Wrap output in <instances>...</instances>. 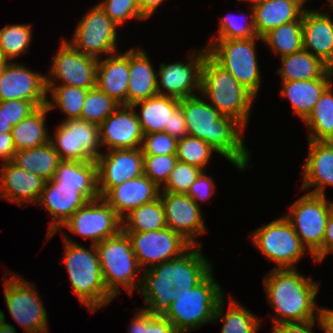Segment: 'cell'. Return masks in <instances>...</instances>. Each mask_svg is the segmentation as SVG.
Segmentation results:
<instances>
[{
	"mask_svg": "<svg viewBox=\"0 0 333 333\" xmlns=\"http://www.w3.org/2000/svg\"><path fill=\"white\" fill-rule=\"evenodd\" d=\"M281 65V69H277L276 73L280 75L282 81L331 79L333 77V69L304 49L281 57Z\"/></svg>",
	"mask_w": 333,
	"mask_h": 333,
	"instance_id": "1f68e13d",
	"label": "cell"
},
{
	"mask_svg": "<svg viewBox=\"0 0 333 333\" xmlns=\"http://www.w3.org/2000/svg\"><path fill=\"white\" fill-rule=\"evenodd\" d=\"M16 148L11 132H0V160L2 163L12 160Z\"/></svg>",
	"mask_w": 333,
	"mask_h": 333,
	"instance_id": "9f6ffc18",
	"label": "cell"
},
{
	"mask_svg": "<svg viewBox=\"0 0 333 333\" xmlns=\"http://www.w3.org/2000/svg\"><path fill=\"white\" fill-rule=\"evenodd\" d=\"M328 4H329L330 9L333 10V0H329Z\"/></svg>",
	"mask_w": 333,
	"mask_h": 333,
	"instance_id": "a7ac6f4b",
	"label": "cell"
},
{
	"mask_svg": "<svg viewBox=\"0 0 333 333\" xmlns=\"http://www.w3.org/2000/svg\"><path fill=\"white\" fill-rule=\"evenodd\" d=\"M213 152L217 151L204 140L186 135L177 142L176 157L178 161L194 165L204 171Z\"/></svg>",
	"mask_w": 333,
	"mask_h": 333,
	"instance_id": "ee69618b",
	"label": "cell"
},
{
	"mask_svg": "<svg viewBox=\"0 0 333 333\" xmlns=\"http://www.w3.org/2000/svg\"><path fill=\"white\" fill-rule=\"evenodd\" d=\"M188 135L204 140L217 153L245 170L250 160V151L244 142V127L230 116H223L207 100L199 96L179 99Z\"/></svg>",
	"mask_w": 333,
	"mask_h": 333,
	"instance_id": "6da1fadb",
	"label": "cell"
},
{
	"mask_svg": "<svg viewBox=\"0 0 333 333\" xmlns=\"http://www.w3.org/2000/svg\"><path fill=\"white\" fill-rule=\"evenodd\" d=\"M244 1H247L248 3L250 2V4H251L250 7H253L256 4H259V3H261L264 0H244Z\"/></svg>",
	"mask_w": 333,
	"mask_h": 333,
	"instance_id": "03108f58",
	"label": "cell"
},
{
	"mask_svg": "<svg viewBox=\"0 0 333 333\" xmlns=\"http://www.w3.org/2000/svg\"><path fill=\"white\" fill-rule=\"evenodd\" d=\"M129 49L127 106L158 94L157 73L146 51Z\"/></svg>",
	"mask_w": 333,
	"mask_h": 333,
	"instance_id": "f1b7e54d",
	"label": "cell"
},
{
	"mask_svg": "<svg viewBox=\"0 0 333 333\" xmlns=\"http://www.w3.org/2000/svg\"><path fill=\"white\" fill-rule=\"evenodd\" d=\"M139 291L144 298L145 309L153 315H164L177 298L178 290L168 276V261L142 271Z\"/></svg>",
	"mask_w": 333,
	"mask_h": 333,
	"instance_id": "603a6c76",
	"label": "cell"
},
{
	"mask_svg": "<svg viewBox=\"0 0 333 333\" xmlns=\"http://www.w3.org/2000/svg\"><path fill=\"white\" fill-rule=\"evenodd\" d=\"M308 156L303 164L301 190L326 196L325 187L333 186V141L308 140Z\"/></svg>",
	"mask_w": 333,
	"mask_h": 333,
	"instance_id": "d4e9b609",
	"label": "cell"
},
{
	"mask_svg": "<svg viewBox=\"0 0 333 333\" xmlns=\"http://www.w3.org/2000/svg\"><path fill=\"white\" fill-rule=\"evenodd\" d=\"M332 81L333 79L282 81L280 94L290 101L295 115L304 121Z\"/></svg>",
	"mask_w": 333,
	"mask_h": 333,
	"instance_id": "f546056e",
	"label": "cell"
},
{
	"mask_svg": "<svg viewBox=\"0 0 333 333\" xmlns=\"http://www.w3.org/2000/svg\"><path fill=\"white\" fill-rule=\"evenodd\" d=\"M97 67V58L79 52L62 39L50 66V75L46 76V85H56L60 80V85L92 89L96 87Z\"/></svg>",
	"mask_w": 333,
	"mask_h": 333,
	"instance_id": "2e32d148",
	"label": "cell"
},
{
	"mask_svg": "<svg viewBox=\"0 0 333 333\" xmlns=\"http://www.w3.org/2000/svg\"><path fill=\"white\" fill-rule=\"evenodd\" d=\"M118 26L105 14L99 4L92 7L75 27L71 40L75 49L85 55L102 59L101 55L117 53Z\"/></svg>",
	"mask_w": 333,
	"mask_h": 333,
	"instance_id": "8fae6325",
	"label": "cell"
},
{
	"mask_svg": "<svg viewBox=\"0 0 333 333\" xmlns=\"http://www.w3.org/2000/svg\"><path fill=\"white\" fill-rule=\"evenodd\" d=\"M8 59L4 55L3 49L0 46V68H2L4 65L8 63Z\"/></svg>",
	"mask_w": 333,
	"mask_h": 333,
	"instance_id": "be15d7a7",
	"label": "cell"
},
{
	"mask_svg": "<svg viewBox=\"0 0 333 333\" xmlns=\"http://www.w3.org/2000/svg\"><path fill=\"white\" fill-rule=\"evenodd\" d=\"M72 233L91 239L97 244L122 231V218L102 198L88 201L79 208L62 226Z\"/></svg>",
	"mask_w": 333,
	"mask_h": 333,
	"instance_id": "9a60e30c",
	"label": "cell"
},
{
	"mask_svg": "<svg viewBox=\"0 0 333 333\" xmlns=\"http://www.w3.org/2000/svg\"><path fill=\"white\" fill-rule=\"evenodd\" d=\"M165 211L166 225L179 233L192 246L199 245L197 236L206 232L203 213L187 194L160 192Z\"/></svg>",
	"mask_w": 333,
	"mask_h": 333,
	"instance_id": "ffe728a7",
	"label": "cell"
},
{
	"mask_svg": "<svg viewBox=\"0 0 333 333\" xmlns=\"http://www.w3.org/2000/svg\"><path fill=\"white\" fill-rule=\"evenodd\" d=\"M212 273L196 287L178 291L177 298L164 314L179 333H190L204 324L213 323L224 293Z\"/></svg>",
	"mask_w": 333,
	"mask_h": 333,
	"instance_id": "5b68a950",
	"label": "cell"
},
{
	"mask_svg": "<svg viewBox=\"0 0 333 333\" xmlns=\"http://www.w3.org/2000/svg\"><path fill=\"white\" fill-rule=\"evenodd\" d=\"M65 255L64 264L67 268L72 290L79 298L81 305L88 311L97 312L108 306L114 297L108 292L102 274L95 244L86 249L76 241L62 233Z\"/></svg>",
	"mask_w": 333,
	"mask_h": 333,
	"instance_id": "3957f363",
	"label": "cell"
},
{
	"mask_svg": "<svg viewBox=\"0 0 333 333\" xmlns=\"http://www.w3.org/2000/svg\"><path fill=\"white\" fill-rule=\"evenodd\" d=\"M216 189L215 182L212 177L206 175L205 171H202L197 177L195 182L190 186L186 193L198 206V202L207 201L214 194Z\"/></svg>",
	"mask_w": 333,
	"mask_h": 333,
	"instance_id": "816d5d0a",
	"label": "cell"
},
{
	"mask_svg": "<svg viewBox=\"0 0 333 333\" xmlns=\"http://www.w3.org/2000/svg\"><path fill=\"white\" fill-rule=\"evenodd\" d=\"M31 24H11L0 29V46L9 62L25 54L32 40Z\"/></svg>",
	"mask_w": 333,
	"mask_h": 333,
	"instance_id": "b9f144b4",
	"label": "cell"
},
{
	"mask_svg": "<svg viewBox=\"0 0 333 333\" xmlns=\"http://www.w3.org/2000/svg\"><path fill=\"white\" fill-rule=\"evenodd\" d=\"M262 41L270 46L274 54L278 53L280 58L302 51L304 49L302 20L292 21L272 29L262 37Z\"/></svg>",
	"mask_w": 333,
	"mask_h": 333,
	"instance_id": "f35d334b",
	"label": "cell"
},
{
	"mask_svg": "<svg viewBox=\"0 0 333 333\" xmlns=\"http://www.w3.org/2000/svg\"><path fill=\"white\" fill-rule=\"evenodd\" d=\"M177 162L176 154L144 155V175L162 188Z\"/></svg>",
	"mask_w": 333,
	"mask_h": 333,
	"instance_id": "c3c4849f",
	"label": "cell"
},
{
	"mask_svg": "<svg viewBox=\"0 0 333 333\" xmlns=\"http://www.w3.org/2000/svg\"><path fill=\"white\" fill-rule=\"evenodd\" d=\"M132 107L135 109L143 134L163 132L165 127H169L172 113L179 107V99L157 94L136 102ZM138 107L141 108L140 112L136 111Z\"/></svg>",
	"mask_w": 333,
	"mask_h": 333,
	"instance_id": "d6a6232c",
	"label": "cell"
},
{
	"mask_svg": "<svg viewBox=\"0 0 333 333\" xmlns=\"http://www.w3.org/2000/svg\"><path fill=\"white\" fill-rule=\"evenodd\" d=\"M250 20L246 18L245 23H241V20L236 15H226L219 21L218 32L215 39H247L257 36L254 24V13L251 7ZM249 20V21H248Z\"/></svg>",
	"mask_w": 333,
	"mask_h": 333,
	"instance_id": "f6af8a7d",
	"label": "cell"
},
{
	"mask_svg": "<svg viewBox=\"0 0 333 333\" xmlns=\"http://www.w3.org/2000/svg\"><path fill=\"white\" fill-rule=\"evenodd\" d=\"M303 46L333 69V19L328 12L306 10L302 15Z\"/></svg>",
	"mask_w": 333,
	"mask_h": 333,
	"instance_id": "cb8c5ba5",
	"label": "cell"
},
{
	"mask_svg": "<svg viewBox=\"0 0 333 333\" xmlns=\"http://www.w3.org/2000/svg\"><path fill=\"white\" fill-rule=\"evenodd\" d=\"M330 253H333V206L327 220L325 236L323 239V259Z\"/></svg>",
	"mask_w": 333,
	"mask_h": 333,
	"instance_id": "6f0895ef",
	"label": "cell"
},
{
	"mask_svg": "<svg viewBox=\"0 0 333 333\" xmlns=\"http://www.w3.org/2000/svg\"><path fill=\"white\" fill-rule=\"evenodd\" d=\"M39 107L31 101L6 100L7 121L14 127L22 119L27 118Z\"/></svg>",
	"mask_w": 333,
	"mask_h": 333,
	"instance_id": "f5cc1de1",
	"label": "cell"
},
{
	"mask_svg": "<svg viewBox=\"0 0 333 333\" xmlns=\"http://www.w3.org/2000/svg\"><path fill=\"white\" fill-rule=\"evenodd\" d=\"M9 275L3 284L4 297L15 322L25 333H48L47 312L34 283L15 273Z\"/></svg>",
	"mask_w": 333,
	"mask_h": 333,
	"instance_id": "30bf717a",
	"label": "cell"
},
{
	"mask_svg": "<svg viewBox=\"0 0 333 333\" xmlns=\"http://www.w3.org/2000/svg\"><path fill=\"white\" fill-rule=\"evenodd\" d=\"M261 37L247 39H210L206 47L208 55L222 68L230 72L236 80L257 96L261 82L256 42Z\"/></svg>",
	"mask_w": 333,
	"mask_h": 333,
	"instance_id": "52a82bcc",
	"label": "cell"
},
{
	"mask_svg": "<svg viewBox=\"0 0 333 333\" xmlns=\"http://www.w3.org/2000/svg\"><path fill=\"white\" fill-rule=\"evenodd\" d=\"M201 247L191 246L180 257L168 261V276L178 291L196 287L213 271Z\"/></svg>",
	"mask_w": 333,
	"mask_h": 333,
	"instance_id": "83f0119b",
	"label": "cell"
},
{
	"mask_svg": "<svg viewBox=\"0 0 333 333\" xmlns=\"http://www.w3.org/2000/svg\"><path fill=\"white\" fill-rule=\"evenodd\" d=\"M332 84L316 102L313 111L303 121L308 126L307 138L312 141H333V92Z\"/></svg>",
	"mask_w": 333,
	"mask_h": 333,
	"instance_id": "d590c367",
	"label": "cell"
},
{
	"mask_svg": "<svg viewBox=\"0 0 333 333\" xmlns=\"http://www.w3.org/2000/svg\"><path fill=\"white\" fill-rule=\"evenodd\" d=\"M54 134L50 142L61 160L95 161L103 153L99 151V125L92 122L82 119L63 121Z\"/></svg>",
	"mask_w": 333,
	"mask_h": 333,
	"instance_id": "4fadbf2b",
	"label": "cell"
},
{
	"mask_svg": "<svg viewBox=\"0 0 333 333\" xmlns=\"http://www.w3.org/2000/svg\"><path fill=\"white\" fill-rule=\"evenodd\" d=\"M60 161L61 158L51 142L40 147L18 150L11 160L17 167L46 181L54 178Z\"/></svg>",
	"mask_w": 333,
	"mask_h": 333,
	"instance_id": "836d02e7",
	"label": "cell"
},
{
	"mask_svg": "<svg viewBox=\"0 0 333 333\" xmlns=\"http://www.w3.org/2000/svg\"><path fill=\"white\" fill-rule=\"evenodd\" d=\"M13 126L7 121L6 100L0 101V132H11Z\"/></svg>",
	"mask_w": 333,
	"mask_h": 333,
	"instance_id": "94428289",
	"label": "cell"
},
{
	"mask_svg": "<svg viewBox=\"0 0 333 333\" xmlns=\"http://www.w3.org/2000/svg\"><path fill=\"white\" fill-rule=\"evenodd\" d=\"M99 6L118 27L131 19L144 21L147 19L141 13L138 0H103Z\"/></svg>",
	"mask_w": 333,
	"mask_h": 333,
	"instance_id": "7dc6e473",
	"label": "cell"
},
{
	"mask_svg": "<svg viewBox=\"0 0 333 333\" xmlns=\"http://www.w3.org/2000/svg\"><path fill=\"white\" fill-rule=\"evenodd\" d=\"M202 171L199 167L178 161L161 192L186 194Z\"/></svg>",
	"mask_w": 333,
	"mask_h": 333,
	"instance_id": "681fc988",
	"label": "cell"
},
{
	"mask_svg": "<svg viewBox=\"0 0 333 333\" xmlns=\"http://www.w3.org/2000/svg\"><path fill=\"white\" fill-rule=\"evenodd\" d=\"M166 227L165 211L160 197L131 210L122 218L123 232H147Z\"/></svg>",
	"mask_w": 333,
	"mask_h": 333,
	"instance_id": "8d00e7d4",
	"label": "cell"
},
{
	"mask_svg": "<svg viewBox=\"0 0 333 333\" xmlns=\"http://www.w3.org/2000/svg\"><path fill=\"white\" fill-rule=\"evenodd\" d=\"M48 92L52 96V100L47 99L46 103L49 111L59 107L64 115H66L64 121L80 119L88 89L57 84L47 85Z\"/></svg>",
	"mask_w": 333,
	"mask_h": 333,
	"instance_id": "ab89813d",
	"label": "cell"
},
{
	"mask_svg": "<svg viewBox=\"0 0 333 333\" xmlns=\"http://www.w3.org/2000/svg\"><path fill=\"white\" fill-rule=\"evenodd\" d=\"M250 238L268 261L276 264V269H296V262L306 253V248L284 216L254 230Z\"/></svg>",
	"mask_w": 333,
	"mask_h": 333,
	"instance_id": "9c48e42d",
	"label": "cell"
},
{
	"mask_svg": "<svg viewBox=\"0 0 333 333\" xmlns=\"http://www.w3.org/2000/svg\"><path fill=\"white\" fill-rule=\"evenodd\" d=\"M333 202L326 196L304 193L284 217L289 221L314 262L323 260V239Z\"/></svg>",
	"mask_w": 333,
	"mask_h": 333,
	"instance_id": "ba28073f",
	"label": "cell"
},
{
	"mask_svg": "<svg viewBox=\"0 0 333 333\" xmlns=\"http://www.w3.org/2000/svg\"><path fill=\"white\" fill-rule=\"evenodd\" d=\"M225 297L218 303L213 322L223 321L221 333H257L260 322L257 316L242 307L233 298L229 301V308L224 313Z\"/></svg>",
	"mask_w": 333,
	"mask_h": 333,
	"instance_id": "74e56055",
	"label": "cell"
},
{
	"mask_svg": "<svg viewBox=\"0 0 333 333\" xmlns=\"http://www.w3.org/2000/svg\"><path fill=\"white\" fill-rule=\"evenodd\" d=\"M142 271L180 257L192 245L179 233L166 227L147 232H124Z\"/></svg>",
	"mask_w": 333,
	"mask_h": 333,
	"instance_id": "5bb4252c",
	"label": "cell"
},
{
	"mask_svg": "<svg viewBox=\"0 0 333 333\" xmlns=\"http://www.w3.org/2000/svg\"><path fill=\"white\" fill-rule=\"evenodd\" d=\"M267 302L276 312L274 323L318 320L316 304L319 282L300 274L298 269H273L263 278Z\"/></svg>",
	"mask_w": 333,
	"mask_h": 333,
	"instance_id": "7a4b0ae2",
	"label": "cell"
},
{
	"mask_svg": "<svg viewBox=\"0 0 333 333\" xmlns=\"http://www.w3.org/2000/svg\"><path fill=\"white\" fill-rule=\"evenodd\" d=\"M0 333H17V332L16 328L13 325L5 322L2 326H0Z\"/></svg>",
	"mask_w": 333,
	"mask_h": 333,
	"instance_id": "6125c7cd",
	"label": "cell"
},
{
	"mask_svg": "<svg viewBox=\"0 0 333 333\" xmlns=\"http://www.w3.org/2000/svg\"><path fill=\"white\" fill-rule=\"evenodd\" d=\"M128 328L130 333H179L164 315H153L141 308Z\"/></svg>",
	"mask_w": 333,
	"mask_h": 333,
	"instance_id": "bcb514c9",
	"label": "cell"
},
{
	"mask_svg": "<svg viewBox=\"0 0 333 333\" xmlns=\"http://www.w3.org/2000/svg\"><path fill=\"white\" fill-rule=\"evenodd\" d=\"M191 51L189 62L176 61L160 63L157 71L158 94L177 99L197 96L195 90L201 93L202 67L208 55L207 48ZM160 77V78H159Z\"/></svg>",
	"mask_w": 333,
	"mask_h": 333,
	"instance_id": "e0dca14e",
	"label": "cell"
},
{
	"mask_svg": "<svg viewBox=\"0 0 333 333\" xmlns=\"http://www.w3.org/2000/svg\"><path fill=\"white\" fill-rule=\"evenodd\" d=\"M317 320L272 324V333H313Z\"/></svg>",
	"mask_w": 333,
	"mask_h": 333,
	"instance_id": "11a10c76",
	"label": "cell"
},
{
	"mask_svg": "<svg viewBox=\"0 0 333 333\" xmlns=\"http://www.w3.org/2000/svg\"><path fill=\"white\" fill-rule=\"evenodd\" d=\"M318 325L325 333H333V309L320 307Z\"/></svg>",
	"mask_w": 333,
	"mask_h": 333,
	"instance_id": "680465c9",
	"label": "cell"
},
{
	"mask_svg": "<svg viewBox=\"0 0 333 333\" xmlns=\"http://www.w3.org/2000/svg\"><path fill=\"white\" fill-rule=\"evenodd\" d=\"M95 247L108 292L114 298L121 292V287L128 290V296H131L135 289L138 292L142 279V268L127 234L121 231L118 235L95 244Z\"/></svg>",
	"mask_w": 333,
	"mask_h": 333,
	"instance_id": "8992f818",
	"label": "cell"
},
{
	"mask_svg": "<svg viewBox=\"0 0 333 333\" xmlns=\"http://www.w3.org/2000/svg\"><path fill=\"white\" fill-rule=\"evenodd\" d=\"M46 76L18 62H8L0 68V101L26 100L45 106L49 94Z\"/></svg>",
	"mask_w": 333,
	"mask_h": 333,
	"instance_id": "d6986e66",
	"label": "cell"
},
{
	"mask_svg": "<svg viewBox=\"0 0 333 333\" xmlns=\"http://www.w3.org/2000/svg\"><path fill=\"white\" fill-rule=\"evenodd\" d=\"M164 0H138L141 13L148 19L159 8Z\"/></svg>",
	"mask_w": 333,
	"mask_h": 333,
	"instance_id": "91938a15",
	"label": "cell"
},
{
	"mask_svg": "<svg viewBox=\"0 0 333 333\" xmlns=\"http://www.w3.org/2000/svg\"><path fill=\"white\" fill-rule=\"evenodd\" d=\"M48 111L46 105L39 107L12 128L11 134L16 151L40 147L50 142L51 135L45 125Z\"/></svg>",
	"mask_w": 333,
	"mask_h": 333,
	"instance_id": "e575fe53",
	"label": "cell"
},
{
	"mask_svg": "<svg viewBox=\"0 0 333 333\" xmlns=\"http://www.w3.org/2000/svg\"><path fill=\"white\" fill-rule=\"evenodd\" d=\"M253 8L255 31L263 37L278 26L302 20L304 10L289 0H264Z\"/></svg>",
	"mask_w": 333,
	"mask_h": 333,
	"instance_id": "4dcf8cb0",
	"label": "cell"
},
{
	"mask_svg": "<svg viewBox=\"0 0 333 333\" xmlns=\"http://www.w3.org/2000/svg\"><path fill=\"white\" fill-rule=\"evenodd\" d=\"M178 139L166 132L144 134L141 149L144 155L176 154Z\"/></svg>",
	"mask_w": 333,
	"mask_h": 333,
	"instance_id": "f907efd6",
	"label": "cell"
},
{
	"mask_svg": "<svg viewBox=\"0 0 333 333\" xmlns=\"http://www.w3.org/2000/svg\"><path fill=\"white\" fill-rule=\"evenodd\" d=\"M100 145L106 149H136L141 147L143 132L135 109L120 105L100 125Z\"/></svg>",
	"mask_w": 333,
	"mask_h": 333,
	"instance_id": "44dd1931",
	"label": "cell"
},
{
	"mask_svg": "<svg viewBox=\"0 0 333 333\" xmlns=\"http://www.w3.org/2000/svg\"><path fill=\"white\" fill-rule=\"evenodd\" d=\"M289 1H292V2L296 3L304 11H306V10H314V9H306L307 7H304L305 2L308 1V0H289Z\"/></svg>",
	"mask_w": 333,
	"mask_h": 333,
	"instance_id": "e7e4bbea",
	"label": "cell"
},
{
	"mask_svg": "<svg viewBox=\"0 0 333 333\" xmlns=\"http://www.w3.org/2000/svg\"><path fill=\"white\" fill-rule=\"evenodd\" d=\"M46 180L17 167L11 161L0 169V198L19 206L38 204Z\"/></svg>",
	"mask_w": 333,
	"mask_h": 333,
	"instance_id": "7402d4cb",
	"label": "cell"
},
{
	"mask_svg": "<svg viewBox=\"0 0 333 333\" xmlns=\"http://www.w3.org/2000/svg\"><path fill=\"white\" fill-rule=\"evenodd\" d=\"M52 180L61 185L98 186L96 161L61 160Z\"/></svg>",
	"mask_w": 333,
	"mask_h": 333,
	"instance_id": "60d3db41",
	"label": "cell"
},
{
	"mask_svg": "<svg viewBox=\"0 0 333 333\" xmlns=\"http://www.w3.org/2000/svg\"><path fill=\"white\" fill-rule=\"evenodd\" d=\"M108 151L95 160L98 190L102 198L113 187L144 175V154L141 147Z\"/></svg>",
	"mask_w": 333,
	"mask_h": 333,
	"instance_id": "ac0fdd59",
	"label": "cell"
},
{
	"mask_svg": "<svg viewBox=\"0 0 333 333\" xmlns=\"http://www.w3.org/2000/svg\"><path fill=\"white\" fill-rule=\"evenodd\" d=\"M100 197L98 186H69L56 183L52 179L46 181L38 200L51 216L46 235L48 241L61 226L88 201Z\"/></svg>",
	"mask_w": 333,
	"mask_h": 333,
	"instance_id": "7c38bea8",
	"label": "cell"
},
{
	"mask_svg": "<svg viewBox=\"0 0 333 333\" xmlns=\"http://www.w3.org/2000/svg\"><path fill=\"white\" fill-rule=\"evenodd\" d=\"M160 192L161 188L142 175L113 187L103 199L123 218L131 210L158 199Z\"/></svg>",
	"mask_w": 333,
	"mask_h": 333,
	"instance_id": "484cf974",
	"label": "cell"
},
{
	"mask_svg": "<svg viewBox=\"0 0 333 333\" xmlns=\"http://www.w3.org/2000/svg\"><path fill=\"white\" fill-rule=\"evenodd\" d=\"M119 106L113 98L94 87L88 90L80 119L100 125Z\"/></svg>",
	"mask_w": 333,
	"mask_h": 333,
	"instance_id": "7bdbcfd3",
	"label": "cell"
},
{
	"mask_svg": "<svg viewBox=\"0 0 333 333\" xmlns=\"http://www.w3.org/2000/svg\"><path fill=\"white\" fill-rule=\"evenodd\" d=\"M201 95L223 116H230L247 127L256 97L209 55L203 62Z\"/></svg>",
	"mask_w": 333,
	"mask_h": 333,
	"instance_id": "277c9868",
	"label": "cell"
},
{
	"mask_svg": "<svg viewBox=\"0 0 333 333\" xmlns=\"http://www.w3.org/2000/svg\"><path fill=\"white\" fill-rule=\"evenodd\" d=\"M164 132L177 139H181L188 135L184 113L180 106L172 113L169 127H165Z\"/></svg>",
	"mask_w": 333,
	"mask_h": 333,
	"instance_id": "db71d44e",
	"label": "cell"
},
{
	"mask_svg": "<svg viewBox=\"0 0 333 333\" xmlns=\"http://www.w3.org/2000/svg\"><path fill=\"white\" fill-rule=\"evenodd\" d=\"M129 79V50L98 59L96 87L120 105L127 106Z\"/></svg>",
	"mask_w": 333,
	"mask_h": 333,
	"instance_id": "4316f807",
	"label": "cell"
},
{
	"mask_svg": "<svg viewBox=\"0 0 333 333\" xmlns=\"http://www.w3.org/2000/svg\"><path fill=\"white\" fill-rule=\"evenodd\" d=\"M5 323V315L2 310H0V326H2Z\"/></svg>",
	"mask_w": 333,
	"mask_h": 333,
	"instance_id": "003e7915",
	"label": "cell"
}]
</instances>
